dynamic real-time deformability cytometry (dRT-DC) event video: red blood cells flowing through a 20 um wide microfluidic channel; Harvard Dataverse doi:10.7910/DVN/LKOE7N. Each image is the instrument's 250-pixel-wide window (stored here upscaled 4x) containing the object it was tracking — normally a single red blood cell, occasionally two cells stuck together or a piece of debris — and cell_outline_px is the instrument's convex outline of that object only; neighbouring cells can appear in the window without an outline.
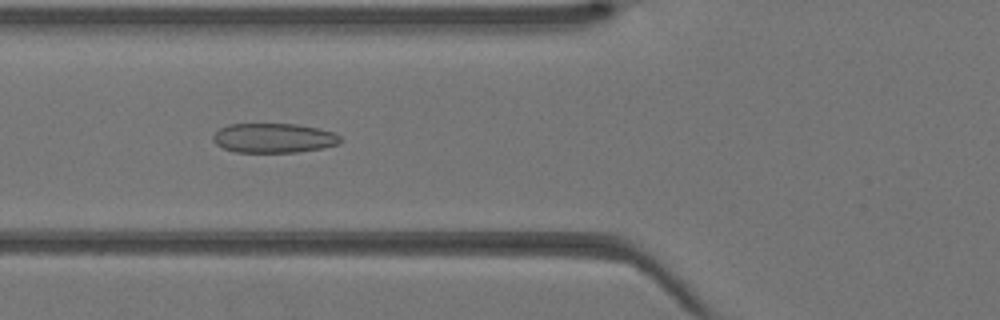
{"species": "Egyptian fruit bat (a non-hibernating species)", "species_latin": "Rousettus aegyptiacus", "temperature_condition": "warm", "stored_images_in_passage": 42, "camera_frame_rate_fps": 3000, "um_per_image_px": 0.085, "animal": {"sex": "female"}, "frame": {"image": 1, "passage_image": 16, "time_ms": 5.0, "image_size_px": [1000, 320], "cell_outline_px": [[340, 144], [324, 148], [296, 152], [236, 152], [224, 148], [216, 144], [212, 140], [212, 136], [220, 128], [228, 124], [296, 124], [320, 128], [332, 132], [340, 136]], "centroid_in_image_um": [23.27, 11.73], "position_along_channel_um": 102.5, "area_um2": 21.96}}
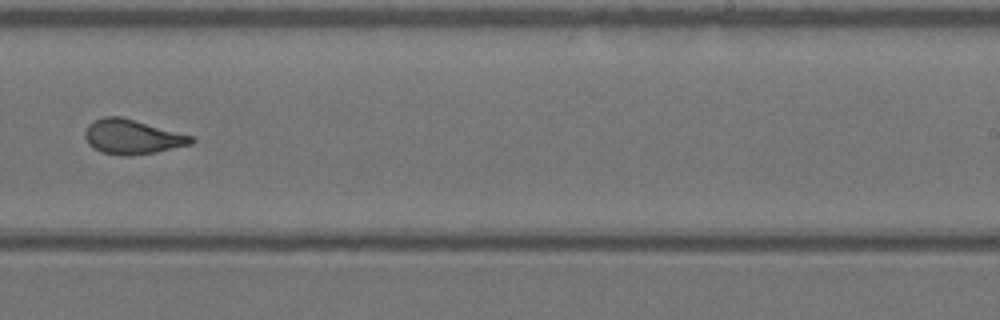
{"frame": {"image": 2, "passage_image": 27, "time_ms": 8.667, "image_size_px": [1000, 320], "cell_outline_px": [[196, 140], [192, 144], [156, 152], [132, 156], [124, 156], [104, 152], [88, 144], [84, 136], [84, 132], [88, 124], [104, 116], [120, 116], [192, 136]], "centroid_in_image_um": [11.24, 11.63], "position_along_channel_um": 277.8, "area_um2": 21.21}}
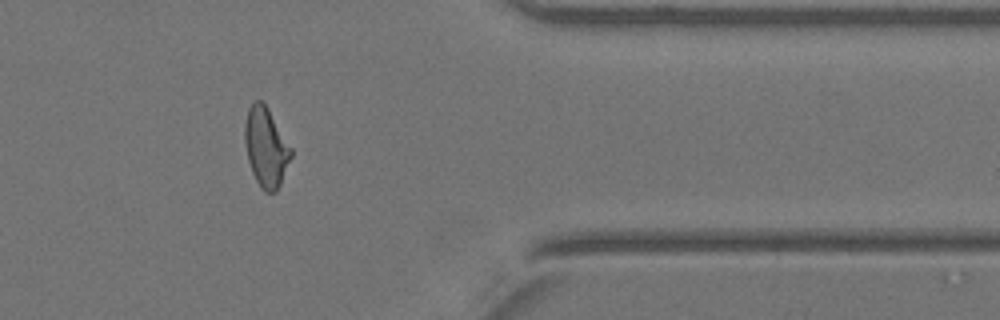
{"frame": {"image": 3, "passage_image": 35, "time_ms": 11.333, "image_size_px": [1000, 320], "cell_outline_px": [[292, 156], [280, 184], [276, 192], [264, 192], [260, 188], [252, 172], [248, 160], [244, 140], [244, 124], [248, 108], [256, 100], [260, 100], [268, 108], [292, 148]], "centroid_in_image_um": [22.6, 12.52], "position_along_channel_um": 388.8, "area_um2": 21.39}}